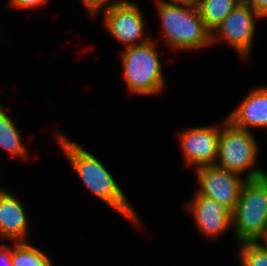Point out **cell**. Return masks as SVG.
I'll list each match as a JSON object with an SVG mask.
<instances>
[{"label": "cell", "instance_id": "9a60e30c", "mask_svg": "<svg viewBox=\"0 0 267 266\" xmlns=\"http://www.w3.org/2000/svg\"><path fill=\"white\" fill-rule=\"evenodd\" d=\"M11 261L12 266H52L50 258L28 242H15Z\"/></svg>", "mask_w": 267, "mask_h": 266}, {"label": "cell", "instance_id": "30bf717a", "mask_svg": "<svg viewBox=\"0 0 267 266\" xmlns=\"http://www.w3.org/2000/svg\"><path fill=\"white\" fill-rule=\"evenodd\" d=\"M189 205L197 227L206 236L215 237L232 225V211L218 201L195 195Z\"/></svg>", "mask_w": 267, "mask_h": 266}, {"label": "cell", "instance_id": "e0dca14e", "mask_svg": "<svg viewBox=\"0 0 267 266\" xmlns=\"http://www.w3.org/2000/svg\"><path fill=\"white\" fill-rule=\"evenodd\" d=\"M83 3L85 4V7L88 9L89 13L91 12L92 14H96L97 10L101 9L102 7L104 8L103 11L107 10L109 7L117 3L114 0V3H110V0H82Z\"/></svg>", "mask_w": 267, "mask_h": 266}, {"label": "cell", "instance_id": "8fae6325", "mask_svg": "<svg viewBox=\"0 0 267 266\" xmlns=\"http://www.w3.org/2000/svg\"><path fill=\"white\" fill-rule=\"evenodd\" d=\"M27 221L20 200L11 193L0 190V238L27 242Z\"/></svg>", "mask_w": 267, "mask_h": 266}, {"label": "cell", "instance_id": "44dd1931", "mask_svg": "<svg viewBox=\"0 0 267 266\" xmlns=\"http://www.w3.org/2000/svg\"><path fill=\"white\" fill-rule=\"evenodd\" d=\"M156 2L165 3L168 5L184 6V7L197 6L198 4V0H170V1L156 0Z\"/></svg>", "mask_w": 267, "mask_h": 266}, {"label": "cell", "instance_id": "7a4b0ae2", "mask_svg": "<svg viewBox=\"0 0 267 266\" xmlns=\"http://www.w3.org/2000/svg\"><path fill=\"white\" fill-rule=\"evenodd\" d=\"M235 237L242 242H259L267 236V174L246 179L232 211Z\"/></svg>", "mask_w": 267, "mask_h": 266}, {"label": "cell", "instance_id": "9c48e42d", "mask_svg": "<svg viewBox=\"0 0 267 266\" xmlns=\"http://www.w3.org/2000/svg\"><path fill=\"white\" fill-rule=\"evenodd\" d=\"M220 131V126H209L193 127L180 133V144L187 165L194 164L198 168L217 163Z\"/></svg>", "mask_w": 267, "mask_h": 266}, {"label": "cell", "instance_id": "ffe728a7", "mask_svg": "<svg viewBox=\"0 0 267 266\" xmlns=\"http://www.w3.org/2000/svg\"><path fill=\"white\" fill-rule=\"evenodd\" d=\"M0 266H12L11 248L6 245L0 246Z\"/></svg>", "mask_w": 267, "mask_h": 266}, {"label": "cell", "instance_id": "ac0fdd59", "mask_svg": "<svg viewBox=\"0 0 267 266\" xmlns=\"http://www.w3.org/2000/svg\"><path fill=\"white\" fill-rule=\"evenodd\" d=\"M47 0H11L10 4H12L15 8H30L40 6L46 3Z\"/></svg>", "mask_w": 267, "mask_h": 266}, {"label": "cell", "instance_id": "3957f363", "mask_svg": "<svg viewBox=\"0 0 267 266\" xmlns=\"http://www.w3.org/2000/svg\"><path fill=\"white\" fill-rule=\"evenodd\" d=\"M167 44L175 49L201 48L212 42L197 6H176L156 2Z\"/></svg>", "mask_w": 267, "mask_h": 266}, {"label": "cell", "instance_id": "ba28073f", "mask_svg": "<svg viewBox=\"0 0 267 266\" xmlns=\"http://www.w3.org/2000/svg\"><path fill=\"white\" fill-rule=\"evenodd\" d=\"M105 27L111 36L127 47L137 45L138 39H143L144 19L135 3L128 0H119L117 3L104 11ZM135 43V44H134Z\"/></svg>", "mask_w": 267, "mask_h": 266}, {"label": "cell", "instance_id": "277c9868", "mask_svg": "<svg viewBox=\"0 0 267 266\" xmlns=\"http://www.w3.org/2000/svg\"><path fill=\"white\" fill-rule=\"evenodd\" d=\"M155 42H147L126 47L122 51L123 76L132 93L153 95L164 87L161 63L156 52Z\"/></svg>", "mask_w": 267, "mask_h": 266}, {"label": "cell", "instance_id": "4fadbf2b", "mask_svg": "<svg viewBox=\"0 0 267 266\" xmlns=\"http://www.w3.org/2000/svg\"><path fill=\"white\" fill-rule=\"evenodd\" d=\"M243 0H198V10L207 29L213 31Z\"/></svg>", "mask_w": 267, "mask_h": 266}, {"label": "cell", "instance_id": "d6986e66", "mask_svg": "<svg viewBox=\"0 0 267 266\" xmlns=\"http://www.w3.org/2000/svg\"><path fill=\"white\" fill-rule=\"evenodd\" d=\"M260 18L267 17V0H246Z\"/></svg>", "mask_w": 267, "mask_h": 266}, {"label": "cell", "instance_id": "6da1fadb", "mask_svg": "<svg viewBox=\"0 0 267 266\" xmlns=\"http://www.w3.org/2000/svg\"><path fill=\"white\" fill-rule=\"evenodd\" d=\"M57 139L84 185L104 203L136 223L138 219L132 206L101 161L69 138L58 134Z\"/></svg>", "mask_w": 267, "mask_h": 266}, {"label": "cell", "instance_id": "52a82bcc", "mask_svg": "<svg viewBox=\"0 0 267 266\" xmlns=\"http://www.w3.org/2000/svg\"><path fill=\"white\" fill-rule=\"evenodd\" d=\"M256 17L260 18L250 4L243 0L213 31L212 42L220 38L225 39L241 56L246 58L251 52Z\"/></svg>", "mask_w": 267, "mask_h": 266}, {"label": "cell", "instance_id": "5b68a950", "mask_svg": "<svg viewBox=\"0 0 267 266\" xmlns=\"http://www.w3.org/2000/svg\"><path fill=\"white\" fill-rule=\"evenodd\" d=\"M218 141L219 163L216 166L237 174H243L247 169L245 179L258 178L266 173L255 167L258 154V144L251 131L238 128L225 120ZM249 168V169H248Z\"/></svg>", "mask_w": 267, "mask_h": 266}, {"label": "cell", "instance_id": "2e32d148", "mask_svg": "<svg viewBox=\"0 0 267 266\" xmlns=\"http://www.w3.org/2000/svg\"><path fill=\"white\" fill-rule=\"evenodd\" d=\"M239 257L241 266H267V247L260 242H242Z\"/></svg>", "mask_w": 267, "mask_h": 266}, {"label": "cell", "instance_id": "8992f818", "mask_svg": "<svg viewBox=\"0 0 267 266\" xmlns=\"http://www.w3.org/2000/svg\"><path fill=\"white\" fill-rule=\"evenodd\" d=\"M240 176V174L228 171L216 165L198 167L197 178L200 189L196 194L214 199L233 211L246 180L242 179Z\"/></svg>", "mask_w": 267, "mask_h": 266}, {"label": "cell", "instance_id": "7402d4cb", "mask_svg": "<svg viewBox=\"0 0 267 266\" xmlns=\"http://www.w3.org/2000/svg\"><path fill=\"white\" fill-rule=\"evenodd\" d=\"M263 242H264V244H265L266 247H267V236L264 238Z\"/></svg>", "mask_w": 267, "mask_h": 266}, {"label": "cell", "instance_id": "5bb4252c", "mask_svg": "<svg viewBox=\"0 0 267 266\" xmlns=\"http://www.w3.org/2000/svg\"><path fill=\"white\" fill-rule=\"evenodd\" d=\"M0 147L16 155V157L25 159L28 156L19 131L2 106H0Z\"/></svg>", "mask_w": 267, "mask_h": 266}, {"label": "cell", "instance_id": "7c38bea8", "mask_svg": "<svg viewBox=\"0 0 267 266\" xmlns=\"http://www.w3.org/2000/svg\"><path fill=\"white\" fill-rule=\"evenodd\" d=\"M226 120L246 131L249 127H267V87L251 91Z\"/></svg>", "mask_w": 267, "mask_h": 266}]
</instances>
